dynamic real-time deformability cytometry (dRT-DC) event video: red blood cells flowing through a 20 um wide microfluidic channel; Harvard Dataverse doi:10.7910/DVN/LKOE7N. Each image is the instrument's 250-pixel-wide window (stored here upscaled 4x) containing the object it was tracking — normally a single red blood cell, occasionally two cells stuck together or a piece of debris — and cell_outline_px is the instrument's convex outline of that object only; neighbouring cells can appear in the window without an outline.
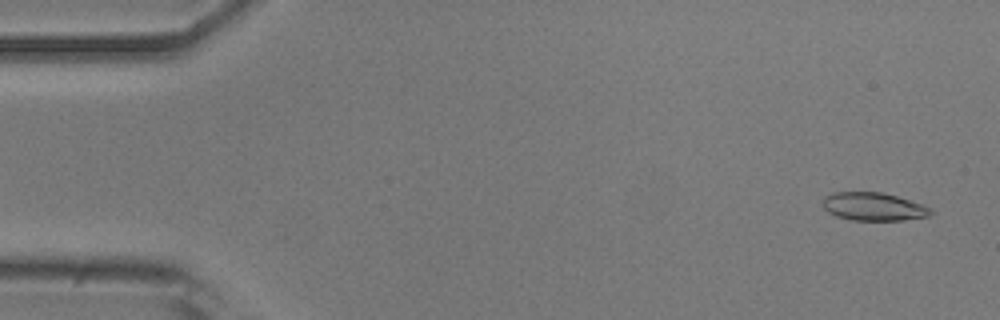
{"species": "common noctule bat (a hibernating species)", "species_latin": "Nyctalus noctula", "temperature_condition": "room temperature", "stored_images_in_passage": 53, "camera_frame_rate_fps": 3000, "um_per_image_px": 0.085, "animal": {"sex": "male", "body_mass_g": 20.5, "forearm_length_mm": 52.5}, "frame": {"image": 1, "passage_image": 3, "time_ms": 0.667, "image_size_px": [1000, 320], "cell_outline_px": [[932, 212], [928, 216], [904, 220], [852, 220], [836, 216], [828, 212], [824, 208], [820, 200], [824, 196], [832, 192], [880, 192], [896, 196], [924, 204], [932, 208]], "centroid_in_image_um": [74.22, 17.55], "position_along_channel_um": 10.8, "area_um2": 17.86}}
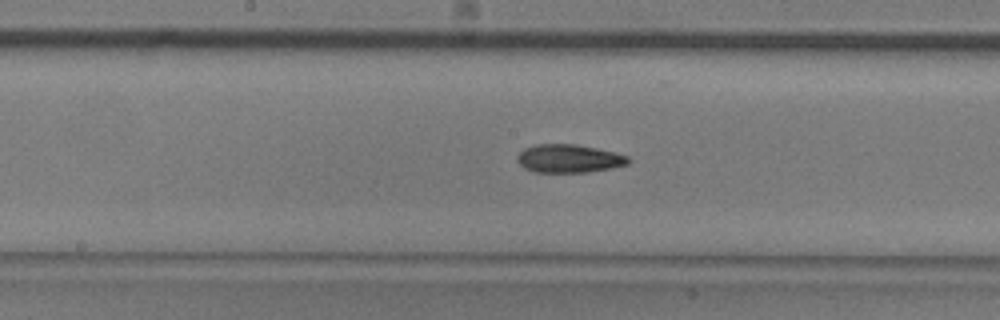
{"frame": {"image": 2, "passage_image": 27, "time_ms": 8.667, "image_size_px": [1000, 320], "cell_outline_px": [[632, 160], [628, 164], [612, 168], [584, 172], [532, 172], [524, 168], [516, 160], [516, 156], [524, 148], [536, 144], [576, 144], [596, 148], [628, 156]], "centroid_in_image_um": [48.33, 13.48], "position_along_channel_um": 199.9, "area_um2": 18.32}}
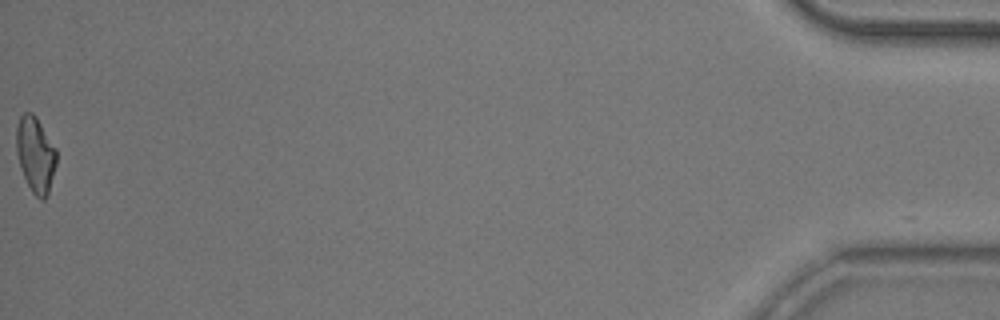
{"frame": {"image": 3, "passage_image": 53, "time_ms": 17.333, "image_size_px": [1000, 320], "cell_outline_px": [[56, 164], [48, 192], [44, 200], [40, 200], [32, 192], [24, 176], [16, 152], [16, 128], [20, 116], [24, 112], [32, 112], [36, 116], [56, 148]], "centroid_in_image_um": [3.01, 13.11], "position_along_channel_um": 432.2, "area_um2": 17.51}, "authors_computed_cell_mechanics": {"area_um2": 17.9758, "velocity_mm_per_s": 3.86, "shape_relaxation_time_tau1_ms": 7.3854, "shape_relaxation_time_tau2_ms": 4.8515, "deformation_change_tau1": 0.1958, "deformation_change_tau2": 0.0924}}